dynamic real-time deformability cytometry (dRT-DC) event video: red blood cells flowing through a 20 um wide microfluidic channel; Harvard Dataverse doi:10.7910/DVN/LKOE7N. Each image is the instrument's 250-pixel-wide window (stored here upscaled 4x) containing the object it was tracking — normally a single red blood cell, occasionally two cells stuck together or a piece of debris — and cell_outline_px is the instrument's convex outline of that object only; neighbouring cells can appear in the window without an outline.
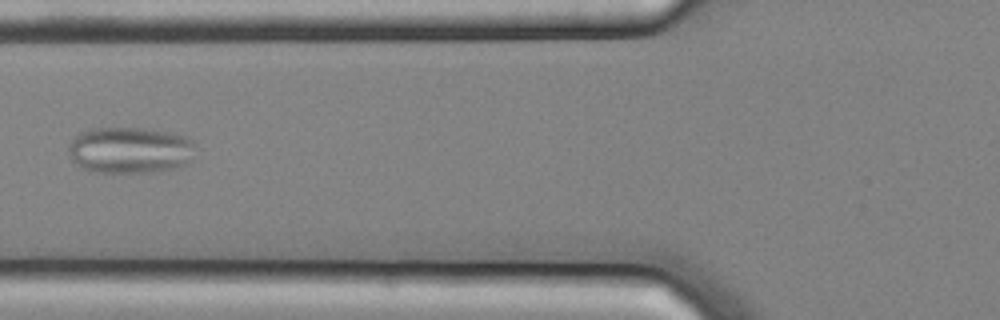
{"species": "common noctule bat (a hibernating species)", "species_latin": "Nyctalus noctula", "temperature_condition": "cold", "stored_images_in_passage": 6, "camera_frame_rate_fps": 3000, "um_per_image_px": 0.085, "animal": {"sex": "male", "body_mass_g": 20.4}, "frame": {"image": 1, "passage_image": 5, "time_ms": 1.333, "image_size_px": [1000, 320], "cell_outline_px": [[192, 144], [184, 164], [180, 168], [160, 172], [88, 172], [76, 164], [72, 160], [68, 148], [68, 144], [80, 132], [92, 128], [144, 128], [168, 132], [184, 136], [192, 140]], "centroid_in_image_um": [10.96, 12.77], "position_along_channel_um": 114.8, "area_um2": 34.1}}